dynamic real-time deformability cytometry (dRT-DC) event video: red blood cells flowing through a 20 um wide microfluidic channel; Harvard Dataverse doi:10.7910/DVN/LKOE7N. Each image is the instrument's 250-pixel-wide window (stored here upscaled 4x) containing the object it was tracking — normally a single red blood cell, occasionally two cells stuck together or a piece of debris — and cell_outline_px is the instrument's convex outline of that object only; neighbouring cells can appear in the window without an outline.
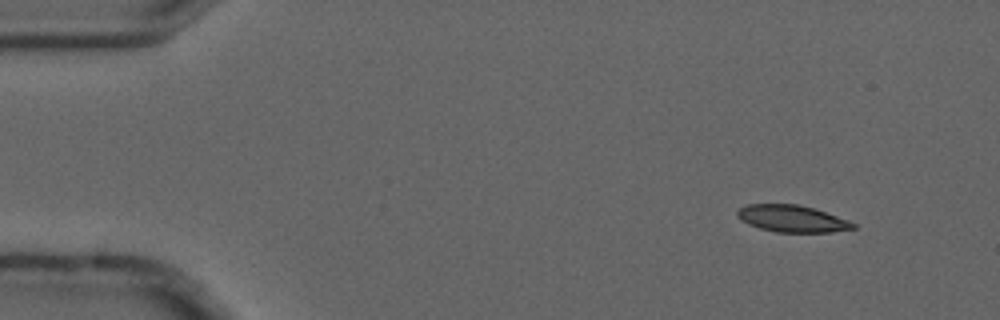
{"species": "common noctule bat (a hibernating species)", "species_latin": "Nyctalus noctula", "temperature_condition": "cold", "stored_images_in_passage": 4, "camera_frame_rate_fps": 3000, "um_per_image_px": 0.085, "animal": {"sex": "male", "forearm_length_mm": 52.5}, "frame": {"image": 1, "passage_image": 1, "time_ms": 0.0, "image_size_px": [1000, 320], "cell_outline_px": [[856, 228], [832, 232], [776, 232], [760, 228], [748, 224], [740, 220], [736, 216], [736, 212], [740, 208], [748, 204], [796, 204], [812, 208], [848, 220], [856, 224]], "centroid_in_image_um": [67.29, 18.59], "position_along_channel_um": 17.7, "area_um2": 18.03}}
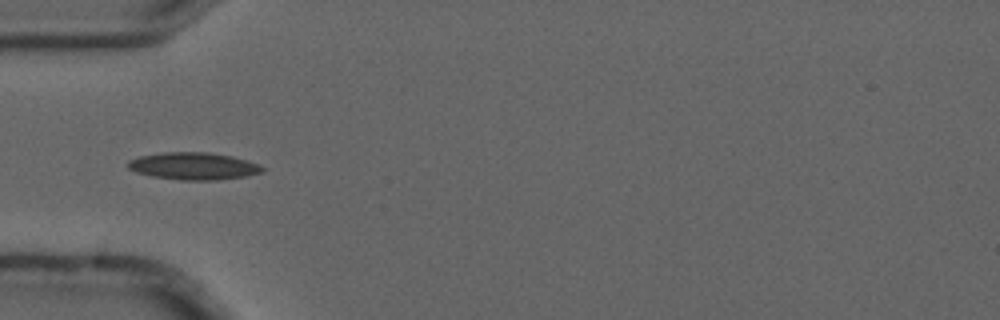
{"frame": {"image": 2, "passage_image": 4, "time_ms": 1.0, "image_size_px": [1000, 320], "cell_outline_px": [[264, 172], [244, 176], [216, 180], [180, 180], [152, 176], [136, 172], [128, 168], [128, 160], [140, 156], [164, 152], [208, 152], [232, 156], [260, 164], [264, 168]], "centroid_in_image_um": [16.46, 14.11], "position_along_channel_um": 68.5, "area_um2": 21.33}}